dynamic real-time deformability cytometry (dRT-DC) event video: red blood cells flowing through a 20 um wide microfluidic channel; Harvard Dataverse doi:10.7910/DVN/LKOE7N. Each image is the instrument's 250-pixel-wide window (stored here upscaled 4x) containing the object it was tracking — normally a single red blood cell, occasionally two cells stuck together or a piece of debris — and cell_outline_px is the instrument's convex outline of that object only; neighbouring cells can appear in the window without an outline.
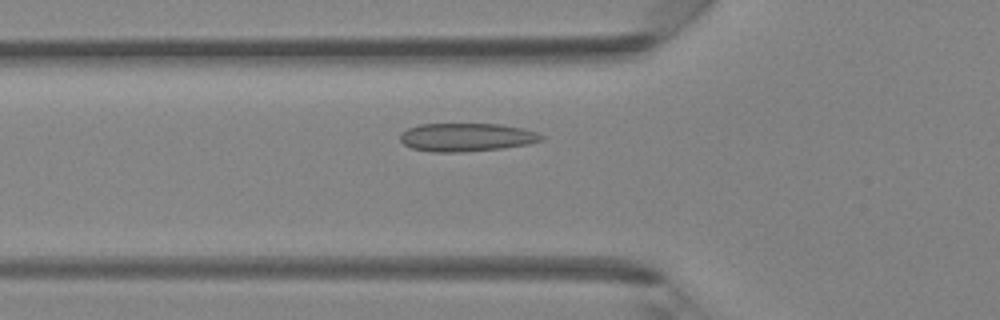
{"species": "Egyptian fruit bat (a non-hibernating species)", "species_latin": "Rousettus aegyptiacus", "temperature_condition": "room temperature", "stored_images_in_passage": 38, "camera_frame_rate_fps": 3000, "um_per_image_px": 0.085, "animal": {"sex": "female"}, "frame": {"image": 1, "passage_image": 10, "time_ms": 3.0, "image_size_px": [1000, 320], "cell_outline_px": [[544, 140], [528, 144], [500, 148], [460, 152], [432, 152], [412, 148], [404, 144], [400, 140], [400, 132], [408, 128], [420, 124], [500, 124], [520, 128], [536, 132], [544, 136]], "centroid_in_image_um": [39.63, 11.66], "position_along_channel_um": 86.2, "area_um2": 23.18}}
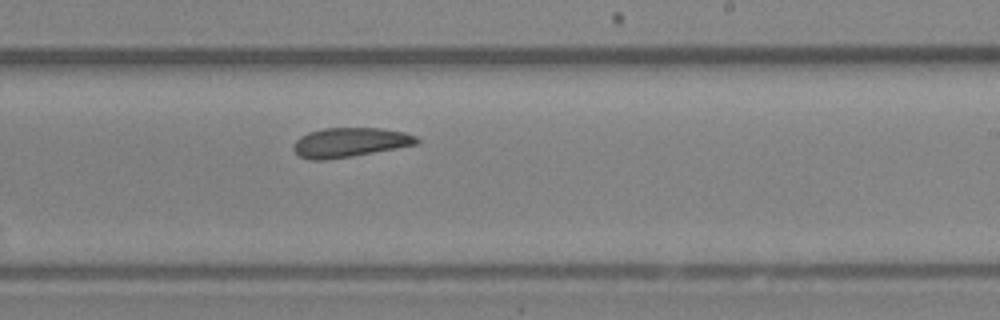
{"frame": {"image": 2, "passage_image": 21, "time_ms": 6.667, "image_size_px": [1000, 320], "cell_outline_px": [[420, 140], [416, 144], [396, 148], [352, 156], [324, 160], [308, 160], [300, 156], [292, 148], [296, 140], [300, 136], [308, 132], [324, 128], [380, 128], [404, 132], [416, 136]], "centroid_in_image_um": [29.71, 12.1], "position_along_channel_um": 259.3, "area_um2": 21.04}}
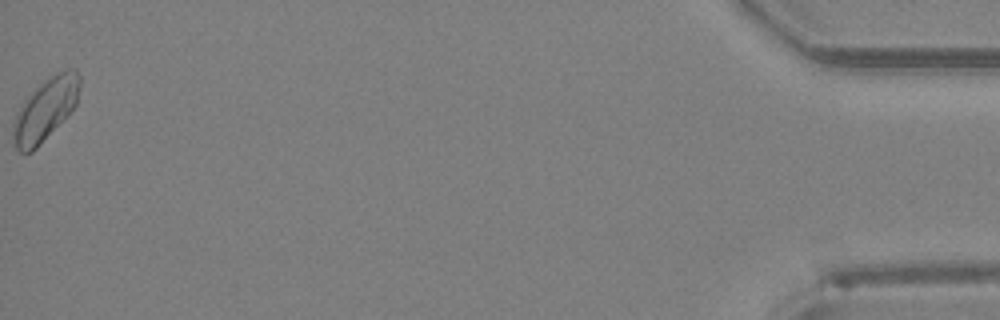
{"frame": {"image": 3, "passage_image": 38, "time_ms": 12.333, "image_size_px": [1000, 320], "cell_outline_px": [[80, 84], [76, 104], [36, 148], [32, 152], [20, 152], [12, 144], [12, 120], [24, 100], [48, 76], [56, 72], [68, 68], [76, 68], [80, 76]], "centroid_in_image_um": [3.82, 9.28], "position_along_channel_um": 431.4, "area_um2": 24.04}}